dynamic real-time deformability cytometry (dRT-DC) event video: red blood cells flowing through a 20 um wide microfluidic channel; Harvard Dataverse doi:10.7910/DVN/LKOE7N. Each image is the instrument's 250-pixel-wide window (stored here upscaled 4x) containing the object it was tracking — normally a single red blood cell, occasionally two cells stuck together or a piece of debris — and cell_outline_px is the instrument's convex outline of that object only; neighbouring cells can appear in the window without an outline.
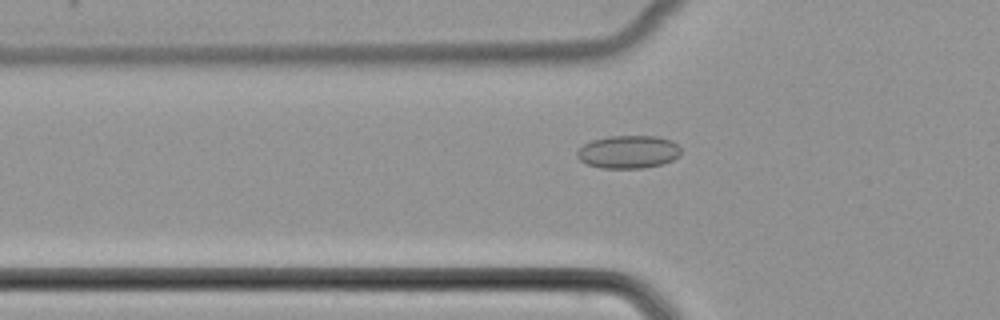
{"species": "common noctule bat (a hibernating species)", "species_latin": "Nyctalus noctula", "temperature_condition": "cold", "stored_images_in_passage": 40, "camera_frame_rate_fps": 3000, "um_per_image_px": 0.085, "animal": {"sex": "female", "body_mass_g": 22.7, "forearm_length_mm": 54.2}, "frame": {"image": 1, "passage_image": 6, "time_ms": 1.667, "image_size_px": [1000, 320], "cell_outline_px": [[680, 152], [672, 160], [664, 164], [644, 168], [600, 168], [588, 164], [580, 160], [576, 156], [576, 152], [584, 144], [592, 140], [608, 136], [656, 136], [672, 140], [680, 148]], "centroid_in_image_um": [53.39, 12.91], "position_along_channel_um": 72.4, "area_um2": 19.94}}
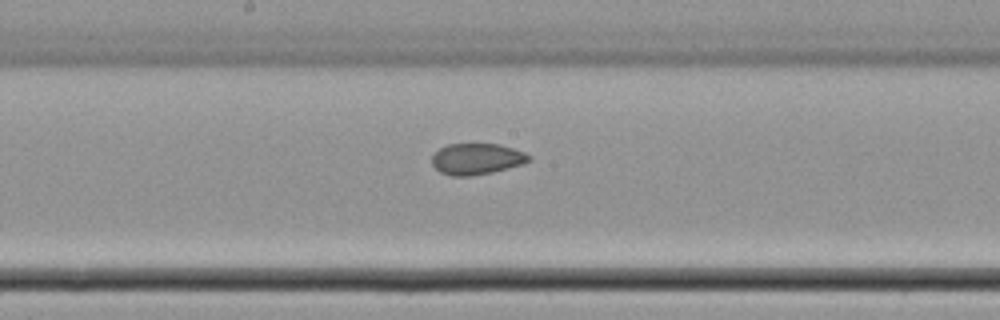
{"frame": {"image": 2, "passage_image": 16, "time_ms": 5.0, "image_size_px": [1000, 320], "cell_outline_px": [[532, 160], [524, 164], [492, 172], [472, 176], [452, 176], [440, 172], [432, 164], [432, 156], [440, 148], [448, 144], [500, 144], [524, 152], [532, 156]], "centroid_in_image_um": [40.55, 13.51], "position_along_channel_um": 207.6, "area_um2": 17.69}}
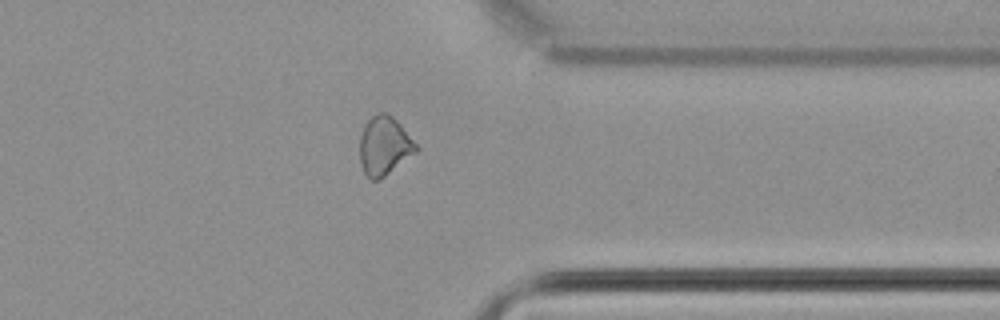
{"frame": {"image": 3, "passage_image": 29, "time_ms": 9.333, "image_size_px": [1000, 320], "cell_outline_px": [[420, 148], [416, 152], [380, 180], [372, 180], [364, 172], [360, 164], [360, 136], [364, 124], [372, 116], [380, 112], [384, 112], [392, 116], [400, 124]], "centroid_in_image_um": [32.66, 12.4], "position_along_channel_um": 378.7, "area_um2": 19.25}}